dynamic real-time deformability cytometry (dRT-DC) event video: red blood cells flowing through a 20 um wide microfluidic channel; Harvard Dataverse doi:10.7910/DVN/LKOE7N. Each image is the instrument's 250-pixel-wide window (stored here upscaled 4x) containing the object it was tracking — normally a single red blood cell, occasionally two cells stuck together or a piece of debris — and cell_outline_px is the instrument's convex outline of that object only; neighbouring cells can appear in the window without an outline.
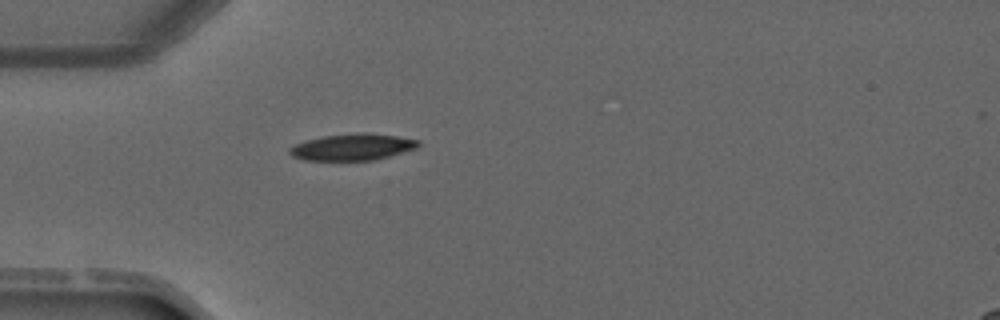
{"species": "common noctule bat (a hibernating species)", "species_latin": "Nyctalus noctula", "temperature_condition": "warm", "stored_images_in_passage": 1, "camera_frame_rate_fps": 3000, "um_per_image_px": 0.085, "animal": {"sex": "male", "forearm_length_mm": 52.5}, "frame": {"image": 1, "passage_image": 1, "time_ms": 0.0, "image_size_px": [1000, 320], "cell_outline_px": [[420, 144], [416, 148], [376, 160], [304, 160], [292, 156], [288, 152], [288, 148], [292, 144], [324, 136], [364, 132], [396, 136], [420, 140]], "centroid_in_image_um": [29.94, 12.5], "position_along_channel_um": 55.1, "area_um2": 19.88}}